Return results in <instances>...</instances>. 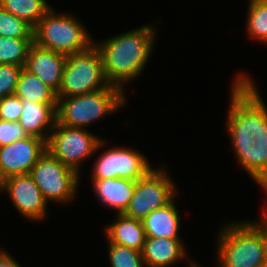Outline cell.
<instances>
[{"instance_id": "obj_1", "label": "cell", "mask_w": 267, "mask_h": 267, "mask_svg": "<svg viewBox=\"0 0 267 267\" xmlns=\"http://www.w3.org/2000/svg\"><path fill=\"white\" fill-rule=\"evenodd\" d=\"M252 80L236 74L225 127L237 163L267 196V106Z\"/></svg>"}, {"instance_id": "obj_2", "label": "cell", "mask_w": 267, "mask_h": 267, "mask_svg": "<svg viewBox=\"0 0 267 267\" xmlns=\"http://www.w3.org/2000/svg\"><path fill=\"white\" fill-rule=\"evenodd\" d=\"M156 29L154 24L143 25L102 41L94 40L102 56L105 78L110 84L125 91L127 83L143 74L157 41Z\"/></svg>"}, {"instance_id": "obj_3", "label": "cell", "mask_w": 267, "mask_h": 267, "mask_svg": "<svg viewBox=\"0 0 267 267\" xmlns=\"http://www.w3.org/2000/svg\"><path fill=\"white\" fill-rule=\"evenodd\" d=\"M257 219L225 223L216 241V267H260L264 264L262 216Z\"/></svg>"}, {"instance_id": "obj_4", "label": "cell", "mask_w": 267, "mask_h": 267, "mask_svg": "<svg viewBox=\"0 0 267 267\" xmlns=\"http://www.w3.org/2000/svg\"><path fill=\"white\" fill-rule=\"evenodd\" d=\"M125 93L120 87L110 84L92 93L59 98L57 122L87 129L92 123L126 106L128 97Z\"/></svg>"}, {"instance_id": "obj_5", "label": "cell", "mask_w": 267, "mask_h": 267, "mask_svg": "<svg viewBox=\"0 0 267 267\" xmlns=\"http://www.w3.org/2000/svg\"><path fill=\"white\" fill-rule=\"evenodd\" d=\"M81 20L69 13H56L53 7L33 28V42L64 55L82 52L94 44Z\"/></svg>"}, {"instance_id": "obj_6", "label": "cell", "mask_w": 267, "mask_h": 267, "mask_svg": "<svg viewBox=\"0 0 267 267\" xmlns=\"http://www.w3.org/2000/svg\"><path fill=\"white\" fill-rule=\"evenodd\" d=\"M109 85L104 75L101 53L92 44L82 52L67 55L57 98L88 94Z\"/></svg>"}, {"instance_id": "obj_7", "label": "cell", "mask_w": 267, "mask_h": 267, "mask_svg": "<svg viewBox=\"0 0 267 267\" xmlns=\"http://www.w3.org/2000/svg\"><path fill=\"white\" fill-rule=\"evenodd\" d=\"M107 143L86 128L69 127L57 121L50 132L46 149L65 166L81 173L80 165Z\"/></svg>"}, {"instance_id": "obj_8", "label": "cell", "mask_w": 267, "mask_h": 267, "mask_svg": "<svg viewBox=\"0 0 267 267\" xmlns=\"http://www.w3.org/2000/svg\"><path fill=\"white\" fill-rule=\"evenodd\" d=\"M29 175L47 202L67 204L77 197L81 175L65 166L47 150L40 156Z\"/></svg>"}, {"instance_id": "obj_9", "label": "cell", "mask_w": 267, "mask_h": 267, "mask_svg": "<svg viewBox=\"0 0 267 267\" xmlns=\"http://www.w3.org/2000/svg\"><path fill=\"white\" fill-rule=\"evenodd\" d=\"M166 165L151 169L136 181L135 190L125 216L143 220L154 210L170 203L178 195L177 185L173 182Z\"/></svg>"}, {"instance_id": "obj_10", "label": "cell", "mask_w": 267, "mask_h": 267, "mask_svg": "<svg viewBox=\"0 0 267 267\" xmlns=\"http://www.w3.org/2000/svg\"><path fill=\"white\" fill-rule=\"evenodd\" d=\"M99 156L94 162L91 179L123 178L137 181L153 169L145 155L131 147L115 146Z\"/></svg>"}, {"instance_id": "obj_11", "label": "cell", "mask_w": 267, "mask_h": 267, "mask_svg": "<svg viewBox=\"0 0 267 267\" xmlns=\"http://www.w3.org/2000/svg\"><path fill=\"white\" fill-rule=\"evenodd\" d=\"M0 192L7 193L15 209L29 221L46 218L48 202L29 174L4 179L0 182Z\"/></svg>"}, {"instance_id": "obj_12", "label": "cell", "mask_w": 267, "mask_h": 267, "mask_svg": "<svg viewBox=\"0 0 267 267\" xmlns=\"http://www.w3.org/2000/svg\"><path fill=\"white\" fill-rule=\"evenodd\" d=\"M46 150V142L34 136L0 147V182L14 175L29 174Z\"/></svg>"}, {"instance_id": "obj_13", "label": "cell", "mask_w": 267, "mask_h": 267, "mask_svg": "<svg viewBox=\"0 0 267 267\" xmlns=\"http://www.w3.org/2000/svg\"><path fill=\"white\" fill-rule=\"evenodd\" d=\"M67 55L31 44L25 69L39 77L46 85L58 93Z\"/></svg>"}, {"instance_id": "obj_14", "label": "cell", "mask_w": 267, "mask_h": 267, "mask_svg": "<svg viewBox=\"0 0 267 267\" xmlns=\"http://www.w3.org/2000/svg\"><path fill=\"white\" fill-rule=\"evenodd\" d=\"M57 104L22 100L23 111L18 122L28 136L38 137L47 143L57 121Z\"/></svg>"}, {"instance_id": "obj_15", "label": "cell", "mask_w": 267, "mask_h": 267, "mask_svg": "<svg viewBox=\"0 0 267 267\" xmlns=\"http://www.w3.org/2000/svg\"><path fill=\"white\" fill-rule=\"evenodd\" d=\"M182 239L146 237L141 251L145 267H171L188 258Z\"/></svg>"}, {"instance_id": "obj_16", "label": "cell", "mask_w": 267, "mask_h": 267, "mask_svg": "<svg viewBox=\"0 0 267 267\" xmlns=\"http://www.w3.org/2000/svg\"><path fill=\"white\" fill-rule=\"evenodd\" d=\"M92 188L99 203L123 214L133 196L136 181L123 178L92 179Z\"/></svg>"}, {"instance_id": "obj_17", "label": "cell", "mask_w": 267, "mask_h": 267, "mask_svg": "<svg viewBox=\"0 0 267 267\" xmlns=\"http://www.w3.org/2000/svg\"><path fill=\"white\" fill-rule=\"evenodd\" d=\"M175 199L177 198L154 210L142 220L146 237L181 239L179 235L181 216L174 202Z\"/></svg>"}, {"instance_id": "obj_18", "label": "cell", "mask_w": 267, "mask_h": 267, "mask_svg": "<svg viewBox=\"0 0 267 267\" xmlns=\"http://www.w3.org/2000/svg\"><path fill=\"white\" fill-rule=\"evenodd\" d=\"M114 222L107 226L105 235L107 241L131 249L142 251L146 241V233L142 220L115 214Z\"/></svg>"}, {"instance_id": "obj_19", "label": "cell", "mask_w": 267, "mask_h": 267, "mask_svg": "<svg viewBox=\"0 0 267 267\" xmlns=\"http://www.w3.org/2000/svg\"><path fill=\"white\" fill-rule=\"evenodd\" d=\"M15 95L21 100L37 103H58L57 93L25 68L20 74Z\"/></svg>"}, {"instance_id": "obj_20", "label": "cell", "mask_w": 267, "mask_h": 267, "mask_svg": "<svg viewBox=\"0 0 267 267\" xmlns=\"http://www.w3.org/2000/svg\"><path fill=\"white\" fill-rule=\"evenodd\" d=\"M0 5L32 28L52 8L46 0H0Z\"/></svg>"}, {"instance_id": "obj_21", "label": "cell", "mask_w": 267, "mask_h": 267, "mask_svg": "<svg viewBox=\"0 0 267 267\" xmlns=\"http://www.w3.org/2000/svg\"><path fill=\"white\" fill-rule=\"evenodd\" d=\"M246 33L252 40L267 44V0H248Z\"/></svg>"}, {"instance_id": "obj_22", "label": "cell", "mask_w": 267, "mask_h": 267, "mask_svg": "<svg viewBox=\"0 0 267 267\" xmlns=\"http://www.w3.org/2000/svg\"><path fill=\"white\" fill-rule=\"evenodd\" d=\"M33 39H17L0 36V64L25 67L28 50Z\"/></svg>"}, {"instance_id": "obj_23", "label": "cell", "mask_w": 267, "mask_h": 267, "mask_svg": "<svg viewBox=\"0 0 267 267\" xmlns=\"http://www.w3.org/2000/svg\"><path fill=\"white\" fill-rule=\"evenodd\" d=\"M0 36L33 39V28L24 20L6 11L0 5Z\"/></svg>"}, {"instance_id": "obj_24", "label": "cell", "mask_w": 267, "mask_h": 267, "mask_svg": "<svg viewBox=\"0 0 267 267\" xmlns=\"http://www.w3.org/2000/svg\"><path fill=\"white\" fill-rule=\"evenodd\" d=\"M107 244L111 267H145L140 251L108 241Z\"/></svg>"}, {"instance_id": "obj_25", "label": "cell", "mask_w": 267, "mask_h": 267, "mask_svg": "<svg viewBox=\"0 0 267 267\" xmlns=\"http://www.w3.org/2000/svg\"><path fill=\"white\" fill-rule=\"evenodd\" d=\"M23 66L0 64V99L14 95Z\"/></svg>"}, {"instance_id": "obj_26", "label": "cell", "mask_w": 267, "mask_h": 267, "mask_svg": "<svg viewBox=\"0 0 267 267\" xmlns=\"http://www.w3.org/2000/svg\"><path fill=\"white\" fill-rule=\"evenodd\" d=\"M22 111V100L15 94L0 99V119L8 122H17Z\"/></svg>"}, {"instance_id": "obj_27", "label": "cell", "mask_w": 267, "mask_h": 267, "mask_svg": "<svg viewBox=\"0 0 267 267\" xmlns=\"http://www.w3.org/2000/svg\"><path fill=\"white\" fill-rule=\"evenodd\" d=\"M28 137L24 128L17 122L0 119V147Z\"/></svg>"}, {"instance_id": "obj_28", "label": "cell", "mask_w": 267, "mask_h": 267, "mask_svg": "<svg viewBox=\"0 0 267 267\" xmlns=\"http://www.w3.org/2000/svg\"><path fill=\"white\" fill-rule=\"evenodd\" d=\"M0 249V267H21L20 263L7 250Z\"/></svg>"}, {"instance_id": "obj_29", "label": "cell", "mask_w": 267, "mask_h": 267, "mask_svg": "<svg viewBox=\"0 0 267 267\" xmlns=\"http://www.w3.org/2000/svg\"><path fill=\"white\" fill-rule=\"evenodd\" d=\"M262 212V241L264 251V264L267 265V209H264Z\"/></svg>"}, {"instance_id": "obj_30", "label": "cell", "mask_w": 267, "mask_h": 267, "mask_svg": "<svg viewBox=\"0 0 267 267\" xmlns=\"http://www.w3.org/2000/svg\"><path fill=\"white\" fill-rule=\"evenodd\" d=\"M189 264L190 267H202L201 265H199L198 262L194 261V259L193 260L189 259Z\"/></svg>"}]
</instances>
